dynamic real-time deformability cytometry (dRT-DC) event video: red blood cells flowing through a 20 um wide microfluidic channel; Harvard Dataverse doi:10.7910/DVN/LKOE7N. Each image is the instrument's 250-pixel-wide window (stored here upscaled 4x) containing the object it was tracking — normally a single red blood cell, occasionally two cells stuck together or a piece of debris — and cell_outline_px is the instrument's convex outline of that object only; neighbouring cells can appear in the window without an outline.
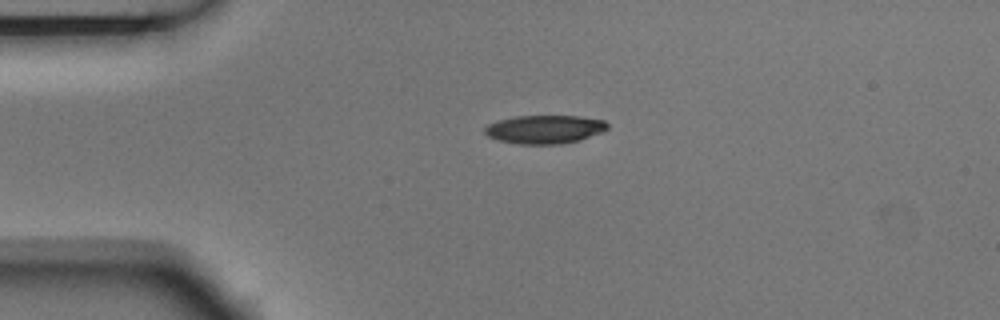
{"species": "Egyptian fruit bat (a non-hibernating species)", "species_latin": "Rousettus aegyptiacus", "temperature_condition": "room temperature", "stored_images_in_passage": 4, "camera_frame_rate_fps": 3000, "um_per_image_px": 0.085, "animal": {"sex": "male"}, "frame": {"image": 1, "passage_image": 3, "time_ms": 0.667, "image_size_px": [1000, 320], "cell_outline_px": [[608, 128], [604, 132], [580, 140], [560, 144], [516, 144], [500, 140], [488, 136], [484, 132], [484, 128], [488, 124], [496, 120], [516, 116], [580, 116], [604, 120], [608, 124]], "centroid_in_image_um": [46.31, 10.99], "position_along_channel_um": 38.7, "area_um2": 20.52}}